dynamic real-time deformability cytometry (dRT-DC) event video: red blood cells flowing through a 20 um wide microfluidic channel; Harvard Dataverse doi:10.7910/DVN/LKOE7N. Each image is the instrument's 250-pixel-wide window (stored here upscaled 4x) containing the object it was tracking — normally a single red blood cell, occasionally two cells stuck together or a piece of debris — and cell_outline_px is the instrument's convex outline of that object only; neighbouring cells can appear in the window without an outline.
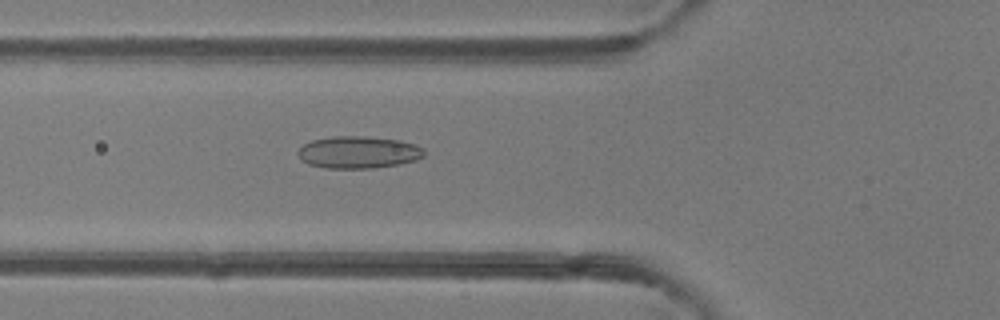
{"species": "common noctule bat (a hibernating species)", "species_latin": "Nyctalus noctula", "temperature_condition": "room temperature", "stored_images_in_passage": 49, "camera_frame_rate_fps": 3000, "um_per_image_px": 0.085, "animal": {"sex": "female"}, "frame": {"image": 1, "passage_image": 18, "time_ms": 5.667, "image_size_px": [1000, 320], "cell_outline_px": [[424, 156], [416, 160], [400, 164], [372, 168], [324, 168], [308, 164], [296, 152], [304, 144], [312, 140], [332, 136], [364, 136], [400, 140], [416, 144], [424, 148]], "centroid_in_image_um": [30.49, 12.94], "position_along_channel_um": 95.3, "area_um2": 23.7}}
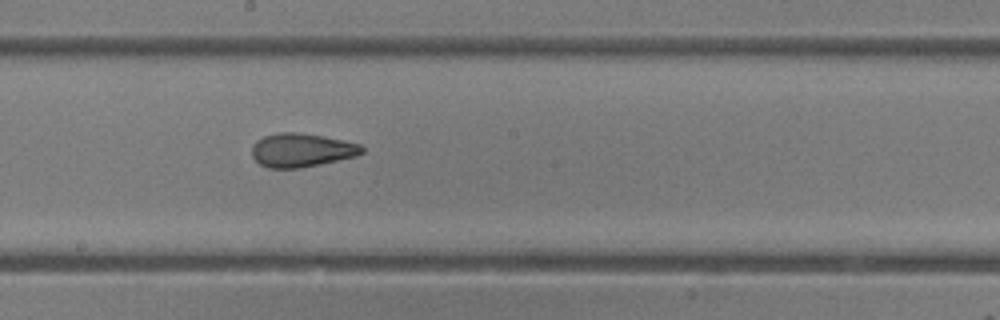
{"frame": {"image": 2, "passage_image": 27, "time_ms": 8.667, "image_size_px": [1000, 320], "cell_outline_px": [[364, 152], [356, 156], [320, 164], [300, 168], [268, 168], [260, 164], [252, 156], [252, 144], [256, 140], [264, 136], [280, 132], [296, 132], [324, 136], [344, 140], [360, 144], [364, 148]], "centroid_in_image_um": [25.63, 12.76], "position_along_channel_um": 222.6, "area_um2": 21.68}}
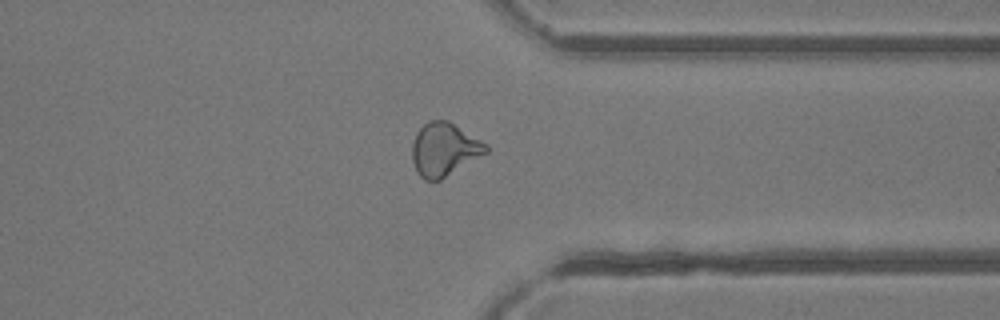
{"frame": {"image": 3, "passage_image": 38, "time_ms": 12.333, "image_size_px": [1000, 320], "cell_outline_px": [[488, 152], [440, 180], [424, 180], [420, 176], [412, 160], [412, 144], [416, 132], [428, 120], [448, 120], [488, 144]], "centroid_in_image_um": [37.76, 12.69], "position_along_channel_um": 373.6, "area_um2": 22.83}, "authors_computed_cell_mechanics": {"area_um2": 23.5246, "velocity_mm_per_s": 4.2156, "shape_relaxation_time_tau1_ms": null, "shape_relaxation_time_tau2_ms": 1.3462, "deformation_change_tau1": null, "deformation_change_tau2": 0.0753}}